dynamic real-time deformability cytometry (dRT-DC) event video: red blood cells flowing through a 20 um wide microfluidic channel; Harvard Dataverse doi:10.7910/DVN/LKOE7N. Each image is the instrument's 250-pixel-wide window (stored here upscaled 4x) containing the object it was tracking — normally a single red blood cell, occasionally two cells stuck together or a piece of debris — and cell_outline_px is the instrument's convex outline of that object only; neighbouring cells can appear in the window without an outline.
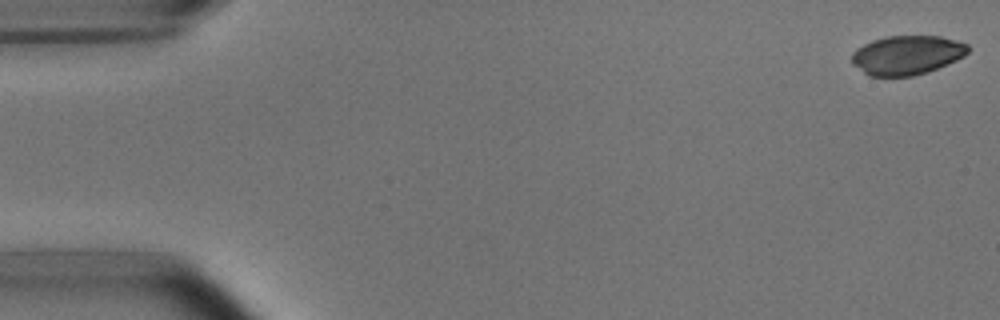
{"species": "common noctule bat (a hibernating species)", "species_latin": "Nyctalus noctula", "temperature_condition": "room temperature", "stored_images_in_passage": 5, "camera_frame_rate_fps": 3000, "um_per_image_px": 0.085, "animal": {"sex": "male", "body_mass_g": 15.6}, "frame": {"image": 1, "passage_image": 1, "time_ms": 0.0, "image_size_px": [1000, 320], "cell_outline_px": [[968, 52], [964, 56], [956, 60], [928, 72], [912, 76], [872, 76], [864, 72], [852, 64], [852, 52], [856, 48], [872, 40], [888, 36], [940, 36], [956, 40], [968, 44]], "centroid_in_image_um": [77.09, 4.68], "position_along_channel_um": 7.9, "area_um2": 26.47}}